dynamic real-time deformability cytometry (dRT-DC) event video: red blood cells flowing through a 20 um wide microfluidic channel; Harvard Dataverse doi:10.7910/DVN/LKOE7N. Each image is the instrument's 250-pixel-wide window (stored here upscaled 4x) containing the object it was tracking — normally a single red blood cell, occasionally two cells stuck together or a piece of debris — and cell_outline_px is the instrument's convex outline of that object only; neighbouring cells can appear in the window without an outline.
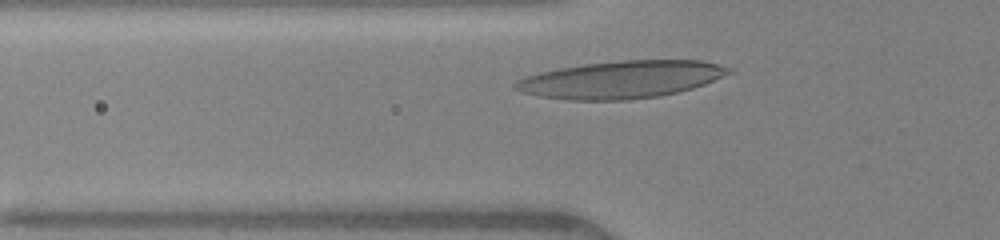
{"species": "human", "species_latin": "Homo sapiens", "temperature_condition": "warm", "stored_images_in_passage": 31, "camera_frame_rate_fps": 3000, "um_per_image_px": 0.085, "donor": {"sex": "female"}, "frame": {"image": 1, "passage_image": 6, "time_ms": 1.667, "image_size_px": [1000, 240], "cell_outline_px": [[736, 72], [704, 84], [692, 88], [660, 96], [628, 100], [568, 100], [540, 96], [520, 92], [512, 88], [512, 84], [516, 80], [524, 76], [540, 72], [560, 68], [584, 64], [620, 60], [704, 60], [736, 68]], "centroid_in_image_um": [52.84, 6.75], "position_along_channel_um": 73.0, "area_um2": 47.05}}
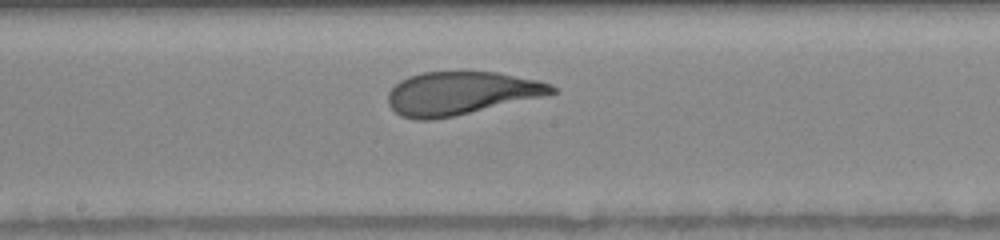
{"frame": {"image": 2, "passage_image": 16, "time_ms": 5.0, "image_size_px": [1000, 240], "cell_outline_px": [[556, 92], [540, 96], [456, 116], [432, 120], [416, 120], [400, 116], [388, 104], [388, 92], [400, 80], [408, 76], [420, 72], [496, 72], [540, 80], [552, 84], [556, 88]], "centroid_in_image_um": [39.13, 7.92], "position_along_channel_um": 209.1, "area_um2": 41.04}}
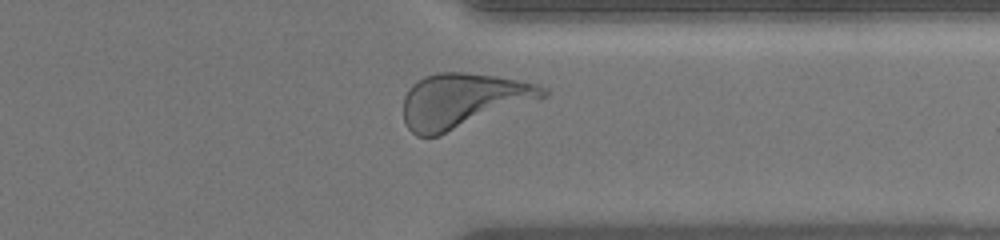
{"frame": {"image": 3, "passage_image": 28, "time_ms": 9.0, "image_size_px": [1000, 240], "cell_outline_px": [[548, 92], [540, 100], [440, 136], [416, 136], [408, 128], [404, 120], [404, 96], [408, 88], [412, 84], [424, 76], [440, 72], [464, 72], [492, 76], [540, 84], [548, 88]], "centroid_in_image_um": [39.36, 8.56], "position_along_channel_um": 372.0, "area_um2": 44.8}, "authors_computed_cell_mechanics": {"area_um2": 42.2518, "velocity_mm_per_s": 4.0693, "shape_relaxation_time_tau1_ms": 2.5601, "shape_relaxation_time_tau2_ms": 0.89, "deformation_change_tau1": 0.1705, "deformation_change_tau2": 0.0825}}